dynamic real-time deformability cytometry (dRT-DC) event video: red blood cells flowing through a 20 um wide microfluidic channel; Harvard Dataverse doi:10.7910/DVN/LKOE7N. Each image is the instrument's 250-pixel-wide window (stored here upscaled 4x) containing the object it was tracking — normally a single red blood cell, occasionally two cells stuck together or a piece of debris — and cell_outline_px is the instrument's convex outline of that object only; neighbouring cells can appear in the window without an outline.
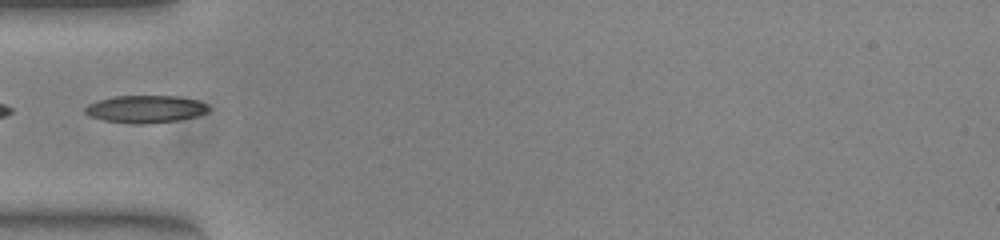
{"species": "common noctule bat (a hibernating species)", "species_latin": "Nyctalus noctula", "temperature_condition": "warm", "stored_images_in_passage": 36, "camera_frame_rate_fps": 3000, "um_per_image_px": 0.085, "animal": {"sex": "female", "body_mass_g": 23.0, "forearm_length_mm": 53.4}, "frame": {"image": 1, "passage_image": 1, "time_ms": 0.0, "image_size_px": [1000, 240], "cell_outline_px": [[212, 108], [208, 112], [196, 116], [180, 120], [144, 124], [128, 124], [104, 120], [88, 116], [84, 112], [84, 108], [88, 104], [96, 100], [116, 96], [176, 96], [196, 100], [208, 104]], "centroid_in_image_um": [12.36, 9.28], "position_along_channel_um": 72.6, "area_um2": 20.06}}
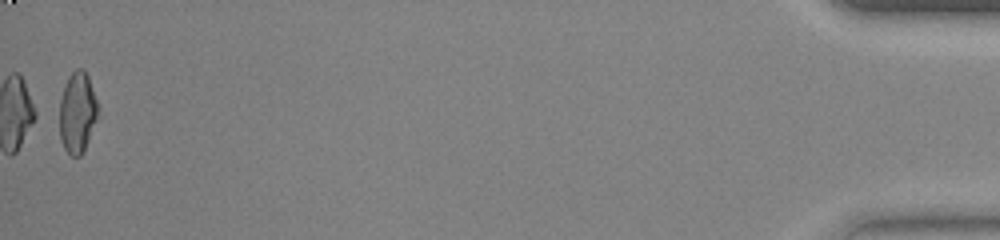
{"frame": {"image": 2, "passage_image": 36, "time_ms": 11.667, "image_size_px": [1000, 240], "cell_outline_px": [[96, 116], [84, 148], [80, 156], [72, 156], [64, 148], [60, 140], [60, 100], [64, 84], [68, 76], [76, 68], [84, 68], [88, 76], [96, 100]], "centroid_in_image_um": [6.53, 9.51], "position_along_channel_um": 428.7, "area_um2": 17.57}}